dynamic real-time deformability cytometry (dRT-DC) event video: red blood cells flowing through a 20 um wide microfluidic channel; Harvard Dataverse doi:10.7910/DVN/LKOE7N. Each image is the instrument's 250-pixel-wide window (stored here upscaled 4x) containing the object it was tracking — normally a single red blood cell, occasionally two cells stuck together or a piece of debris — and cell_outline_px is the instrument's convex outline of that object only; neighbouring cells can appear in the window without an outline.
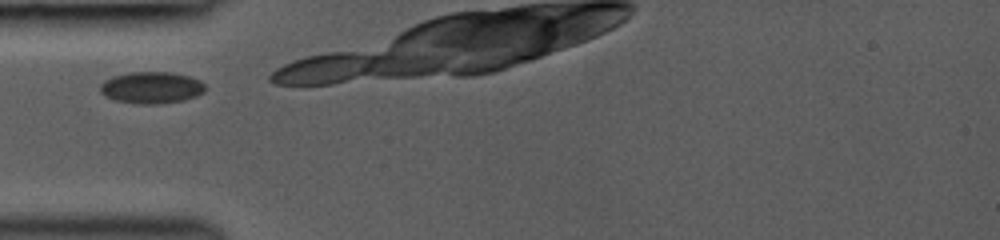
{"species": "common noctule bat (a hibernating species)", "species_latin": "Nyctalus noctula", "temperature_condition": "room temperature", "stored_images_in_passage": 3, "camera_frame_rate_fps": 3000, "um_per_image_px": 0.085, "animal": {"sex": "female", "body_mass_g": 19.0, "forearm_length_mm": 53.3}, "frame": {"image": 1, "passage_image": 1, "time_ms": 0.0, "image_size_px": [1000, 240], "cell_outline_px": [[204, 92], [196, 96], [184, 100], [160, 104], [140, 104], [116, 100], [100, 92], [100, 84], [104, 80], [112, 76], [128, 72], [172, 72], [188, 76], [200, 80], [204, 84]], "centroid_in_image_um": [12.87, 7.44], "position_along_channel_um": 72.1, "area_um2": 19.42}}